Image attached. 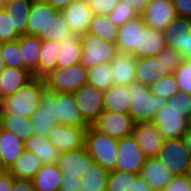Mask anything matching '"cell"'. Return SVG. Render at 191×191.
<instances>
[{"mask_svg": "<svg viewBox=\"0 0 191 191\" xmlns=\"http://www.w3.org/2000/svg\"><path fill=\"white\" fill-rule=\"evenodd\" d=\"M46 89L44 78L33 76L13 94L3 98L1 115L30 118L39 108L41 95Z\"/></svg>", "mask_w": 191, "mask_h": 191, "instance_id": "cell-1", "label": "cell"}, {"mask_svg": "<svg viewBox=\"0 0 191 191\" xmlns=\"http://www.w3.org/2000/svg\"><path fill=\"white\" fill-rule=\"evenodd\" d=\"M131 102L128 114L134 123L153 121L157 110L168 103V99L154 95L148 86L133 82L128 86Z\"/></svg>", "mask_w": 191, "mask_h": 191, "instance_id": "cell-2", "label": "cell"}, {"mask_svg": "<svg viewBox=\"0 0 191 191\" xmlns=\"http://www.w3.org/2000/svg\"><path fill=\"white\" fill-rule=\"evenodd\" d=\"M117 144L118 139L99 132L93 126H88L85 130L84 146L88 154L93 159V162L109 172L115 169Z\"/></svg>", "mask_w": 191, "mask_h": 191, "instance_id": "cell-3", "label": "cell"}, {"mask_svg": "<svg viewBox=\"0 0 191 191\" xmlns=\"http://www.w3.org/2000/svg\"><path fill=\"white\" fill-rule=\"evenodd\" d=\"M88 69L81 63L66 68H56L44 77L46 88L51 92H69L87 83Z\"/></svg>", "mask_w": 191, "mask_h": 191, "instance_id": "cell-4", "label": "cell"}, {"mask_svg": "<svg viewBox=\"0 0 191 191\" xmlns=\"http://www.w3.org/2000/svg\"><path fill=\"white\" fill-rule=\"evenodd\" d=\"M82 55L80 63L87 69L98 64L110 63L118 53L117 45L88 32L81 34Z\"/></svg>", "mask_w": 191, "mask_h": 191, "instance_id": "cell-5", "label": "cell"}, {"mask_svg": "<svg viewBox=\"0 0 191 191\" xmlns=\"http://www.w3.org/2000/svg\"><path fill=\"white\" fill-rule=\"evenodd\" d=\"M188 119L187 112L167 104L157 110L152 122L164 139H172L183 138L189 128Z\"/></svg>", "mask_w": 191, "mask_h": 191, "instance_id": "cell-6", "label": "cell"}, {"mask_svg": "<svg viewBox=\"0 0 191 191\" xmlns=\"http://www.w3.org/2000/svg\"><path fill=\"white\" fill-rule=\"evenodd\" d=\"M157 157L172 174H188L191 155L183 138L164 139Z\"/></svg>", "mask_w": 191, "mask_h": 191, "instance_id": "cell-7", "label": "cell"}, {"mask_svg": "<svg viewBox=\"0 0 191 191\" xmlns=\"http://www.w3.org/2000/svg\"><path fill=\"white\" fill-rule=\"evenodd\" d=\"M162 32L165 47L179 52L183 59L190 60L191 19L176 16Z\"/></svg>", "mask_w": 191, "mask_h": 191, "instance_id": "cell-8", "label": "cell"}, {"mask_svg": "<svg viewBox=\"0 0 191 191\" xmlns=\"http://www.w3.org/2000/svg\"><path fill=\"white\" fill-rule=\"evenodd\" d=\"M145 159L133 134L118 139L117 161L114 170L140 175Z\"/></svg>", "mask_w": 191, "mask_h": 191, "instance_id": "cell-9", "label": "cell"}, {"mask_svg": "<svg viewBox=\"0 0 191 191\" xmlns=\"http://www.w3.org/2000/svg\"><path fill=\"white\" fill-rule=\"evenodd\" d=\"M73 94L83 121L88 126H92L104 110V92L86 83L81 88L75 90Z\"/></svg>", "mask_w": 191, "mask_h": 191, "instance_id": "cell-10", "label": "cell"}, {"mask_svg": "<svg viewBox=\"0 0 191 191\" xmlns=\"http://www.w3.org/2000/svg\"><path fill=\"white\" fill-rule=\"evenodd\" d=\"M87 127L55 124L49 130L47 138L61 152L81 149L84 147Z\"/></svg>", "mask_w": 191, "mask_h": 191, "instance_id": "cell-11", "label": "cell"}, {"mask_svg": "<svg viewBox=\"0 0 191 191\" xmlns=\"http://www.w3.org/2000/svg\"><path fill=\"white\" fill-rule=\"evenodd\" d=\"M134 124L135 123L129 114L103 110L92 126L99 132L120 139L132 134Z\"/></svg>", "mask_w": 191, "mask_h": 191, "instance_id": "cell-12", "label": "cell"}, {"mask_svg": "<svg viewBox=\"0 0 191 191\" xmlns=\"http://www.w3.org/2000/svg\"><path fill=\"white\" fill-rule=\"evenodd\" d=\"M91 163H93V159L84 146L81 149L61 152L56 165L62 171V177L79 179L88 170Z\"/></svg>", "mask_w": 191, "mask_h": 191, "instance_id": "cell-13", "label": "cell"}, {"mask_svg": "<svg viewBox=\"0 0 191 191\" xmlns=\"http://www.w3.org/2000/svg\"><path fill=\"white\" fill-rule=\"evenodd\" d=\"M132 134L146 158L158 156L164 138L152 121L135 123Z\"/></svg>", "mask_w": 191, "mask_h": 191, "instance_id": "cell-14", "label": "cell"}, {"mask_svg": "<svg viewBox=\"0 0 191 191\" xmlns=\"http://www.w3.org/2000/svg\"><path fill=\"white\" fill-rule=\"evenodd\" d=\"M141 16L147 27L163 31L176 17V13L172 0H149Z\"/></svg>", "mask_w": 191, "mask_h": 191, "instance_id": "cell-15", "label": "cell"}, {"mask_svg": "<svg viewBox=\"0 0 191 191\" xmlns=\"http://www.w3.org/2000/svg\"><path fill=\"white\" fill-rule=\"evenodd\" d=\"M61 12L69 29L79 34H84L88 31L94 15L87 0H74Z\"/></svg>", "mask_w": 191, "mask_h": 191, "instance_id": "cell-16", "label": "cell"}, {"mask_svg": "<svg viewBox=\"0 0 191 191\" xmlns=\"http://www.w3.org/2000/svg\"><path fill=\"white\" fill-rule=\"evenodd\" d=\"M57 10L41 0H33L27 20V34L43 40L47 33L48 19Z\"/></svg>", "mask_w": 191, "mask_h": 191, "instance_id": "cell-17", "label": "cell"}, {"mask_svg": "<svg viewBox=\"0 0 191 191\" xmlns=\"http://www.w3.org/2000/svg\"><path fill=\"white\" fill-rule=\"evenodd\" d=\"M142 16L128 20L118 27L117 50L118 52L132 54L135 57V48H139L140 28H146Z\"/></svg>", "mask_w": 191, "mask_h": 191, "instance_id": "cell-18", "label": "cell"}, {"mask_svg": "<svg viewBox=\"0 0 191 191\" xmlns=\"http://www.w3.org/2000/svg\"><path fill=\"white\" fill-rule=\"evenodd\" d=\"M140 176L148 183L152 191H162L174 177L158 157L146 158Z\"/></svg>", "mask_w": 191, "mask_h": 191, "instance_id": "cell-19", "label": "cell"}, {"mask_svg": "<svg viewBox=\"0 0 191 191\" xmlns=\"http://www.w3.org/2000/svg\"><path fill=\"white\" fill-rule=\"evenodd\" d=\"M55 103L60 124L67 126H88L82 119L73 93L55 92Z\"/></svg>", "mask_w": 191, "mask_h": 191, "instance_id": "cell-20", "label": "cell"}, {"mask_svg": "<svg viewBox=\"0 0 191 191\" xmlns=\"http://www.w3.org/2000/svg\"><path fill=\"white\" fill-rule=\"evenodd\" d=\"M80 39L81 34L70 31L63 36L62 40L58 41L60 50L57 57L56 68H66L68 66L80 63L82 55Z\"/></svg>", "mask_w": 191, "mask_h": 191, "instance_id": "cell-21", "label": "cell"}, {"mask_svg": "<svg viewBox=\"0 0 191 191\" xmlns=\"http://www.w3.org/2000/svg\"><path fill=\"white\" fill-rule=\"evenodd\" d=\"M110 67L114 84L129 86L136 81V57L132 54L118 52L110 62Z\"/></svg>", "mask_w": 191, "mask_h": 191, "instance_id": "cell-22", "label": "cell"}, {"mask_svg": "<svg viewBox=\"0 0 191 191\" xmlns=\"http://www.w3.org/2000/svg\"><path fill=\"white\" fill-rule=\"evenodd\" d=\"M169 74L156 57L136 58L135 78L137 82L150 87L155 81Z\"/></svg>", "mask_w": 191, "mask_h": 191, "instance_id": "cell-23", "label": "cell"}, {"mask_svg": "<svg viewBox=\"0 0 191 191\" xmlns=\"http://www.w3.org/2000/svg\"><path fill=\"white\" fill-rule=\"evenodd\" d=\"M165 47L163 32L155 28H140L139 48H135V57H156Z\"/></svg>", "mask_w": 191, "mask_h": 191, "instance_id": "cell-24", "label": "cell"}, {"mask_svg": "<svg viewBox=\"0 0 191 191\" xmlns=\"http://www.w3.org/2000/svg\"><path fill=\"white\" fill-rule=\"evenodd\" d=\"M21 59L26 69L33 76L38 77V60L41 48V39L34 35H21L18 38Z\"/></svg>", "mask_w": 191, "mask_h": 191, "instance_id": "cell-25", "label": "cell"}, {"mask_svg": "<svg viewBox=\"0 0 191 191\" xmlns=\"http://www.w3.org/2000/svg\"><path fill=\"white\" fill-rule=\"evenodd\" d=\"M23 143L16 134L0 129V157L7 170L25 150Z\"/></svg>", "mask_w": 191, "mask_h": 191, "instance_id": "cell-26", "label": "cell"}, {"mask_svg": "<svg viewBox=\"0 0 191 191\" xmlns=\"http://www.w3.org/2000/svg\"><path fill=\"white\" fill-rule=\"evenodd\" d=\"M32 77L33 75L24 68L6 66L0 72V95L5 98L13 94Z\"/></svg>", "mask_w": 191, "mask_h": 191, "instance_id": "cell-27", "label": "cell"}, {"mask_svg": "<svg viewBox=\"0 0 191 191\" xmlns=\"http://www.w3.org/2000/svg\"><path fill=\"white\" fill-rule=\"evenodd\" d=\"M104 110L128 114L131 97L128 86L113 84L103 94Z\"/></svg>", "mask_w": 191, "mask_h": 191, "instance_id": "cell-28", "label": "cell"}, {"mask_svg": "<svg viewBox=\"0 0 191 191\" xmlns=\"http://www.w3.org/2000/svg\"><path fill=\"white\" fill-rule=\"evenodd\" d=\"M62 180V171L56 163L42 164L32 179L35 191H59Z\"/></svg>", "mask_w": 191, "mask_h": 191, "instance_id": "cell-29", "label": "cell"}, {"mask_svg": "<svg viewBox=\"0 0 191 191\" xmlns=\"http://www.w3.org/2000/svg\"><path fill=\"white\" fill-rule=\"evenodd\" d=\"M23 144L26 150L39 157L42 164L56 163L61 153L45 136L34 134Z\"/></svg>", "mask_w": 191, "mask_h": 191, "instance_id": "cell-30", "label": "cell"}, {"mask_svg": "<svg viewBox=\"0 0 191 191\" xmlns=\"http://www.w3.org/2000/svg\"><path fill=\"white\" fill-rule=\"evenodd\" d=\"M41 166L42 163L39 157L25 149L7 171L14 178L32 180Z\"/></svg>", "mask_w": 191, "mask_h": 191, "instance_id": "cell-31", "label": "cell"}, {"mask_svg": "<svg viewBox=\"0 0 191 191\" xmlns=\"http://www.w3.org/2000/svg\"><path fill=\"white\" fill-rule=\"evenodd\" d=\"M32 2L33 0H14L3 7L12 22V29L20 35L27 34V20Z\"/></svg>", "mask_w": 191, "mask_h": 191, "instance_id": "cell-32", "label": "cell"}, {"mask_svg": "<svg viewBox=\"0 0 191 191\" xmlns=\"http://www.w3.org/2000/svg\"><path fill=\"white\" fill-rule=\"evenodd\" d=\"M110 172L95 162L88 166V170L79 178V191H106Z\"/></svg>", "mask_w": 191, "mask_h": 191, "instance_id": "cell-33", "label": "cell"}, {"mask_svg": "<svg viewBox=\"0 0 191 191\" xmlns=\"http://www.w3.org/2000/svg\"><path fill=\"white\" fill-rule=\"evenodd\" d=\"M59 50L60 45L58 41L41 40V48L38 56V77L44 78L56 69Z\"/></svg>", "mask_w": 191, "mask_h": 191, "instance_id": "cell-34", "label": "cell"}, {"mask_svg": "<svg viewBox=\"0 0 191 191\" xmlns=\"http://www.w3.org/2000/svg\"><path fill=\"white\" fill-rule=\"evenodd\" d=\"M1 128L16 134L23 142L34 135L30 118L16 115H1Z\"/></svg>", "mask_w": 191, "mask_h": 191, "instance_id": "cell-35", "label": "cell"}, {"mask_svg": "<svg viewBox=\"0 0 191 191\" xmlns=\"http://www.w3.org/2000/svg\"><path fill=\"white\" fill-rule=\"evenodd\" d=\"M87 32L105 41L117 43L118 26L110 22L107 15H93Z\"/></svg>", "mask_w": 191, "mask_h": 191, "instance_id": "cell-36", "label": "cell"}, {"mask_svg": "<svg viewBox=\"0 0 191 191\" xmlns=\"http://www.w3.org/2000/svg\"><path fill=\"white\" fill-rule=\"evenodd\" d=\"M110 63H102L88 68L87 83L105 92L114 83Z\"/></svg>", "mask_w": 191, "mask_h": 191, "instance_id": "cell-37", "label": "cell"}, {"mask_svg": "<svg viewBox=\"0 0 191 191\" xmlns=\"http://www.w3.org/2000/svg\"><path fill=\"white\" fill-rule=\"evenodd\" d=\"M71 30L68 27L67 22L65 21L64 15L61 11H56L48 19L47 24V33L43 40L49 41H60L63 39V36L69 33Z\"/></svg>", "mask_w": 191, "mask_h": 191, "instance_id": "cell-38", "label": "cell"}, {"mask_svg": "<svg viewBox=\"0 0 191 191\" xmlns=\"http://www.w3.org/2000/svg\"><path fill=\"white\" fill-rule=\"evenodd\" d=\"M140 175L126 171H110L106 191H128Z\"/></svg>", "mask_w": 191, "mask_h": 191, "instance_id": "cell-39", "label": "cell"}, {"mask_svg": "<svg viewBox=\"0 0 191 191\" xmlns=\"http://www.w3.org/2000/svg\"><path fill=\"white\" fill-rule=\"evenodd\" d=\"M149 88L154 95L161 96L166 99L172 98L179 91L178 84L173 73H169L160 80L155 81Z\"/></svg>", "mask_w": 191, "mask_h": 191, "instance_id": "cell-40", "label": "cell"}, {"mask_svg": "<svg viewBox=\"0 0 191 191\" xmlns=\"http://www.w3.org/2000/svg\"><path fill=\"white\" fill-rule=\"evenodd\" d=\"M1 53L5 66L24 68L18 39L14 41L1 42Z\"/></svg>", "mask_w": 191, "mask_h": 191, "instance_id": "cell-41", "label": "cell"}, {"mask_svg": "<svg viewBox=\"0 0 191 191\" xmlns=\"http://www.w3.org/2000/svg\"><path fill=\"white\" fill-rule=\"evenodd\" d=\"M33 115L52 116L54 119V125L60 124L56 110L55 92H51L47 89L43 92L40 98L39 108L34 112Z\"/></svg>", "mask_w": 191, "mask_h": 191, "instance_id": "cell-42", "label": "cell"}, {"mask_svg": "<svg viewBox=\"0 0 191 191\" xmlns=\"http://www.w3.org/2000/svg\"><path fill=\"white\" fill-rule=\"evenodd\" d=\"M173 74L179 91L191 94V60L182 59Z\"/></svg>", "mask_w": 191, "mask_h": 191, "instance_id": "cell-43", "label": "cell"}, {"mask_svg": "<svg viewBox=\"0 0 191 191\" xmlns=\"http://www.w3.org/2000/svg\"><path fill=\"white\" fill-rule=\"evenodd\" d=\"M138 15L128 4L118 1L116 7L107 15L110 22L120 27L128 20L136 18Z\"/></svg>", "mask_w": 191, "mask_h": 191, "instance_id": "cell-44", "label": "cell"}, {"mask_svg": "<svg viewBox=\"0 0 191 191\" xmlns=\"http://www.w3.org/2000/svg\"><path fill=\"white\" fill-rule=\"evenodd\" d=\"M156 58L158 61H161L168 73H174L175 69L183 59L179 52L168 47H164L158 53Z\"/></svg>", "mask_w": 191, "mask_h": 191, "instance_id": "cell-45", "label": "cell"}, {"mask_svg": "<svg viewBox=\"0 0 191 191\" xmlns=\"http://www.w3.org/2000/svg\"><path fill=\"white\" fill-rule=\"evenodd\" d=\"M21 35L12 29V22L5 10L0 11V43L17 40Z\"/></svg>", "mask_w": 191, "mask_h": 191, "instance_id": "cell-46", "label": "cell"}, {"mask_svg": "<svg viewBox=\"0 0 191 191\" xmlns=\"http://www.w3.org/2000/svg\"><path fill=\"white\" fill-rule=\"evenodd\" d=\"M34 134L47 137L49 130L54 126V119L47 115H32L30 117Z\"/></svg>", "mask_w": 191, "mask_h": 191, "instance_id": "cell-47", "label": "cell"}, {"mask_svg": "<svg viewBox=\"0 0 191 191\" xmlns=\"http://www.w3.org/2000/svg\"><path fill=\"white\" fill-rule=\"evenodd\" d=\"M94 15H108L116 7L118 0H87Z\"/></svg>", "mask_w": 191, "mask_h": 191, "instance_id": "cell-48", "label": "cell"}, {"mask_svg": "<svg viewBox=\"0 0 191 191\" xmlns=\"http://www.w3.org/2000/svg\"><path fill=\"white\" fill-rule=\"evenodd\" d=\"M162 191H191V178L187 175H174Z\"/></svg>", "mask_w": 191, "mask_h": 191, "instance_id": "cell-49", "label": "cell"}, {"mask_svg": "<svg viewBox=\"0 0 191 191\" xmlns=\"http://www.w3.org/2000/svg\"><path fill=\"white\" fill-rule=\"evenodd\" d=\"M168 105L178 107L179 109L191 114V94L178 91L172 98L168 99Z\"/></svg>", "mask_w": 191, "mask_h": 191, "instance_id": "cell-50", "label": "cell"}, {"mask_svg": "<svg viewBox=\"0 0 191 191\" xmlns=\"http://www.w3.org/2000/svg\"><path fill=\"white\" fill-rule=\"evenodd\" d=\"M176 16L191 19V0H172Z\"/></svg>", "mask_w": 191, "mask_h": 191, "instance_id": "cell-51", "label": "cell"}, {"mask_svg": "<svg viewBox=\"0 0 191 191\" xmlns=\"http://www.w3.org/2000/svg\"><path fill=\"white\" fill-rule=\"evenodd\" d=\"M81 181L77 178L62 177L59 191H79Z\"/></svg>", "mask_w": 191, "mask_h": 191, "instance_id": "cell-52", "label": "cell"}, {"mask_svg": "<svg viewBox=\"0 0 191 191\" xmlns=\"http://www.w3.org/2000/svg\"><path fill=\"white\" fill-rule=\"evenodd\" d=\"M120 2L128 4L133 10L137 13L138 16H141L147 8L149 0H118Z\"/></svg>", "mask_w": 191, "mask_h": 191, "instance_id": "cell-53", "label": "cell"}, {"mask_svg": "<svg viewBox=\"0 0 191 191\" xmlns=\"http://www.w3.org/2000/svg\"><path fill=\"white\" fill-rule=\"evenodd\" d=\"M11 191H35L32 180L14 178Z\"/></svg>", "mask_w": 191, "mask_h": 191, "instance_id": "cell-54", "label": "cell"}, {"mask_svg": "<svg viewBox=\"0 0 191 191\" xmlns=\"http://www.w3.org/2000/svg\"><path fill=\"white\" fill-rule=\"evenodd\" d=\"M14 177L7 171L0 175V191H11Z\"/></svg>", "mask_w": 191, "mask_h": 191, "instance_id": "cell-55", "label": "cell"}, {"mask_svg": "<svg viewBox=\"0 0 191 191\" xmlns=\"http://www.w3.org/2000/svg\"><path fill=\"white\" fill-rule=\"evenodd\" d=\"M128 191H152L148 183L139 176Z\"/></svg>", "mask_w": 191, "mask_h": 191, "instance_id": "cell-56", "label": "cell"}, {"mask_svg": "<svg viewBox=\"0 0 191 191\" xmlns=\"http://www.w3.org/2000/svg\"><path fill=\"white\" fill-rule=\"evenodd\" d=\"M41 1L53 6L56 10L61 11L74 0H41Z\"/></svg>", "mask_w": 191, "mask_h": 191, "instance_id": "cell-57", "label": "cell"}, {"mask_svg": "<svg viewBox=\"0 0 191 191\" xmlns=\"http://www.w3.org/2000/svg\"><path fill=\"white\" fill-rule=\"evenodd\" d=\"M183 140L185 142L186 148L189 151V154L191 155V127L189 126L188 130L183 136Z\"/></svg>", "mask_w": 191, "mask_h": 191, "instance_id": "cell-58", "label": "cell"}, {"mask_svg": "<svg viewBox=\"0 0 191 191\" xmlns=\"http://www.w3.org/2000/svg\"><path fill=\"white\" fill-rule=\"evenodd\" d=\"M4 60L2 59V53H1V43H0V72L5 68Z\"/></svg>", "mask_w": 191, "mask_h": 191, "instance_id": "cell-59", "label": "cell"}, {"mask_svg": "<svg viewBox=\"0 0 191 191\" xmlns=\"http://www.w3.org/2000/svg\"><path fill=\"white\" fill-rule=\"evenodd\" d=\"M7 172V169L2 163L1 157H0V175L5 174Z\"/></svg>", "mask_w": 191, "mask_h": 191, "instance_id": "cell-60", "label": "cell"}, {"mask_svg": "<svg viewBox=\"0 0 191 191\" xmlns=\"http://www.w3.org/2000/svg\"><path fill=\"white\" fill-rule=\"evenodd\" d=\"M3 97L0 95V116L2 114Z\"/></svg>", "mask_w": 191, "mask_h": 191, "instance_id": "cell-61", "label": "cell"}, {"mask_svg": "<svg viewBox=\"0 0 191 191\" xmlns=\"http://www.w3.org/2000/svg\"><path fill=\"white\" fill-rule=\"evenodd\" d=\"M12 1H14V0H2V3H3V5H5V4L10 3Z\"/></svg>", "mask_w": 191, "mask_h": 191, "instance_id": "cell-62", "label": "cell"}, {"mask_svg": "<svg viewBox=\"0 0 191 191\" xmlns=\"http://www.w3.org/2000/svg\"><path fill=\"white\" fill-rule=\"evenodd\" d=\"M187 175L191 178V160H190V167H189V171Z\"/></svg>", "mask_w": 191, "mask_h": 191, "instance_id": "cell-63", "label": "cell"}, {"mask_svg": "<svg viewBox=\"0 0 191 191\" xmlns=\"http://www.w3.org/2000/svg\"><path fill=\"white\" fill-rule=\"evenodd\" d=\"M3 7H4V5L2 3V0H0V11L3 10Z\"/></svg>", "mask_w": 191, "mask_h": 191, "instance_id": "cell-64", "label": "cell"}, {"mask_svg": "<svg viewBox=\"0 0 191 191\" xmlns=\"http://www.w3.org/2000/svg\"><path fill=\"white\" fill-rule=\"evenodd\" d=\"M188 124L191 127V114L189 115Z\"/></svg>", "mask_w": 191, "mask_h": 191, "instance_id": "cell-65", "label": "cell"}, {"mask_svg": "<svg viewBox=\"0 0 191 191\" xmlns=\"http://www.w3.org/2000/svg\"><path fill=\"white\" fill-rule=\"evenodd\" d=\"M190 60H191V44H190Z\"/></svg>", "mask_w": 191, "mask_h": 191, "instance_id": "cell-66", "label": "cell"}]
</instances>
